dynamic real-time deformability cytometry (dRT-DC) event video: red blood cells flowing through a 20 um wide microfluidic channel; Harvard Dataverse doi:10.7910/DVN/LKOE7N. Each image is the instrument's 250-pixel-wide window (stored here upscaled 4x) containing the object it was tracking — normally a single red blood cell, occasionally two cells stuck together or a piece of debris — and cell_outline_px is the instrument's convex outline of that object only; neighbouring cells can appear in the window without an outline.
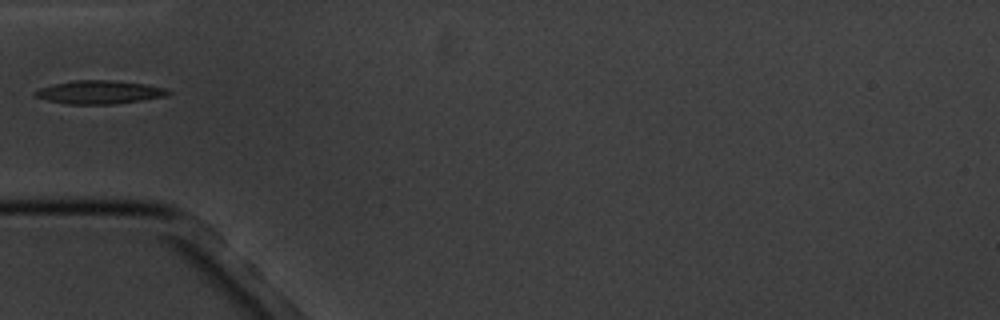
{"species": "common noctule bat (a hibernating species)", "species_latin": "Nyctalus noctula", "temperature_condition": "cold", "stored_images_in_passage": 7, "camera_frame_rate_fps": 3000, "um_per_image_px": 0.085, "animal": {"sex": "male", "body_mass_g": 20.1, "forearm_length_mm": 53.5}, "frame": {"image": 1, "passage_image": 5, "time_ms": 4.667, "image_size_px": [1000, 320], "cell_outline_px": [[172, 92], [164, 96], [140, 100], [112, 104], [68, 104], [48, 100], [36, 96], [32, 92], [40, 88], [52, 84], [72, 80], [112, 80], [144, 84], [164, 88]], "centroid_in_image_um": [8.4, 7.83], "position_along_channel_um": 76.6, "area_um2": 17.86}}
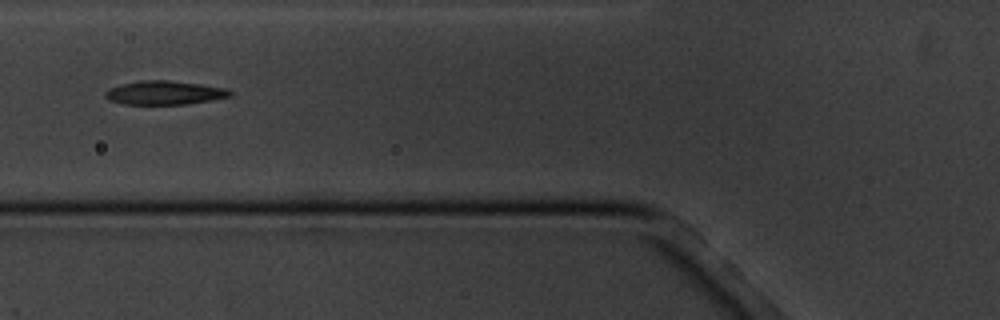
{"frame": {"image": 2, "passage_image": 6, "time_ms": 5.667, "image_size_px": [1000, 320], "cell_outline_px": [[232, 96], [188, 104], [124, 104], [108, 100], [104, 96], [104, 92], [108, 88], [120, 84], [140, 80], [168, 80], [200, 84], [224, 88], [232, 92]], "centroid_in_image_um": [13.92, 7.88], "position_along_channel_um": 111.9, "area_um2": 17.34}}
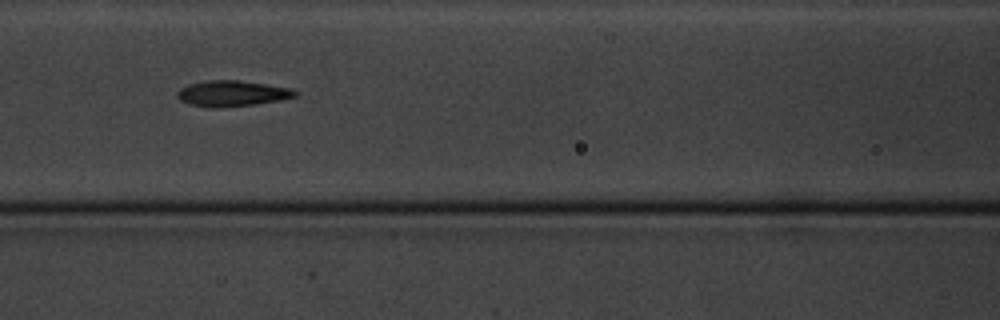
{"frame": {"image": 3, "passage_image": 7, "time_ms": 6.667, "image_size_px": [1000, 320], "cell_outline_px": [[300, 92], [296, 96], [280, 100], [256, 104], [212, 108], [188, 104], [180, 100], [176, 96], [176, 92], [180, 88], [188, 84], [208, 80], [240, 80], [292, 88]], "centroid_in_image_um": [19.72, 7.94], "position_along_channel_um": 146.9, "area_um2": 17.86}}